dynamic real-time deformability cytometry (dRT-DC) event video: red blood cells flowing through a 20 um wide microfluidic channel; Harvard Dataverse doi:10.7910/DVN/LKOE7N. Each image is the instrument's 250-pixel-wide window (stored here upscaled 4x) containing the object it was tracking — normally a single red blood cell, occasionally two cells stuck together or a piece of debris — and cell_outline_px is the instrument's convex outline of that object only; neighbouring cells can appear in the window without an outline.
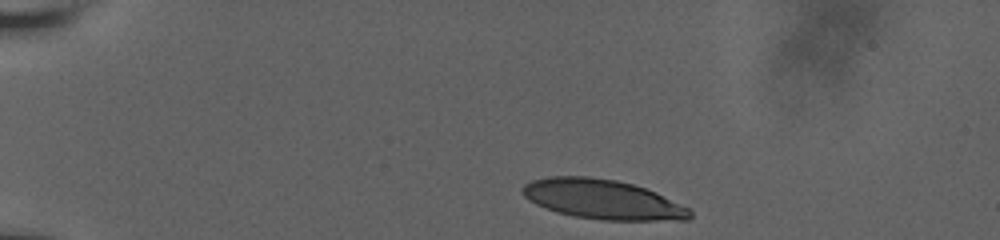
{"species": "human", "species_latin": "Homo sapiens", "temperature_condition": "room temperature", "stored_images_in_passage": 22, "camera_frame_rate_fps": 3000, "um_per_image_px": 0.085, "donor": {"sex": "male"}, "frame": {"image": 1, "passage_image": 1, "time_ms": 0.0, "image_size_px": [1000, 240], "cell_outline_px": [[692, 216], [688, 220], [600, 220], [572, 216], [556, 212], [544, 208], [528, 200], [524, 196], [520, 188], [524, 184], [532, 180], [548, 176], [588, 176], [616, 180], [632, 184], [656, 192], [688, 208], [692, 212]], "centroid_in_image_um": [51.17, 16.94], "position_along_channel_um": 33.8, "area_um2": 38.78}}
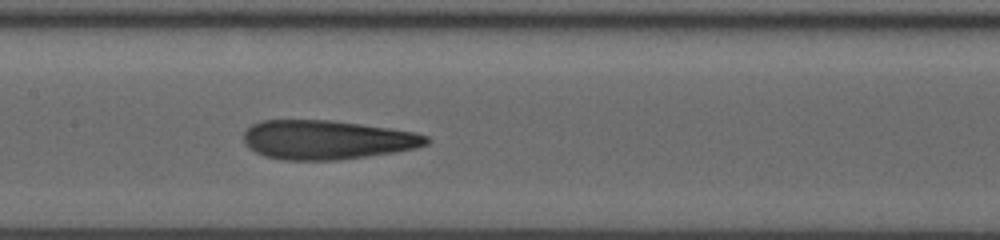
{"frame": {"image": 2, "passage_image": 13, "time_ms": 6.0, "image_size_px": [1000, 240], "cell_outline_px": [[432, 140], [428, 144], [416, 148], [392, 152], [336, 160], [284, 160], [264, 156], [248, 148], [244, 144], [244, 132], [252, 124], [260, 120], [332, 120], [416, 132], [428, 136]], "centroid_in_image_um": [27.77, 11.88], "position_along_channel_um": 179.6, "area_um2": 41.67}}
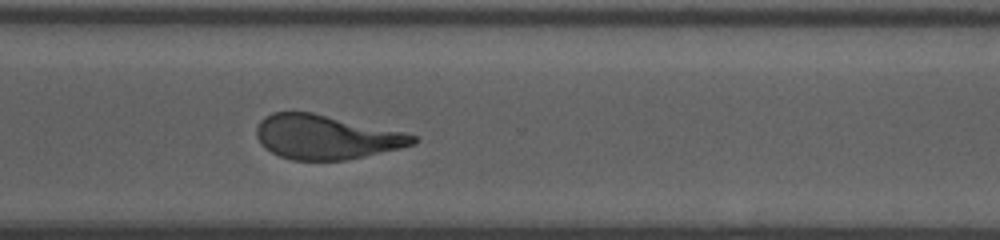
{"frame": {"image": 3, "passage_image": 22, "time_ms": 10.333, "image_size_px": [1000, 240], "cell_outline_px": [[420, 140], [416, 144], [400, 148], [364, 156], [344, 160], [292, 160], [280, 156], [264, 148], [256, 136], [256, 128], [260, 120], [264, 116], [272, 112], [312, 112], [404, 132], [416, 136]], "centroid_in_image_um": [27.7, 11.65], "position_along_channel_um": 342.9, "area_um2": 40.29}}